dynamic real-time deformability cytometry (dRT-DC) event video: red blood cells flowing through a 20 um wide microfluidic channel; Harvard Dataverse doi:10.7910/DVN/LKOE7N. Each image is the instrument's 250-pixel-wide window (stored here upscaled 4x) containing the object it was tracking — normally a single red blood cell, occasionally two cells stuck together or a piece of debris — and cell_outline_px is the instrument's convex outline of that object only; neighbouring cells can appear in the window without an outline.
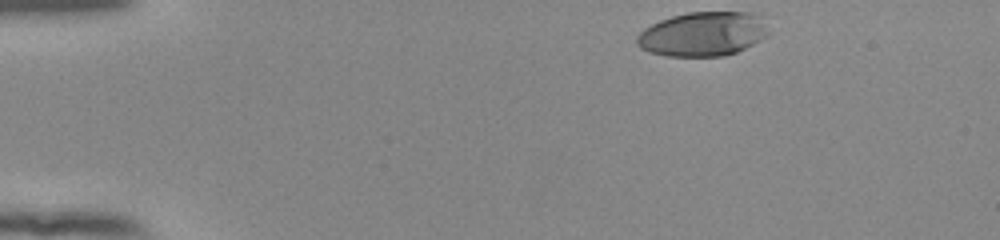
{"species": "human", "species_latin": "Homo sapiens", "temperature_condition": "room temperature", "stored_images_in_passage": 39, "camera_frame_rate_fps": 3000, "um_per_image_px": 0.085, "donor": {"sex": "female"}, "frame": {"image": 1, "passage_image": 1, "time_ms": 0.0, "image_size_px": [1000, 240], "cell_outline_px": [[768, 32], [760, 40], [736, 52], [724, 56], [668, 56], [648, 52], [640, 48], [636, 44], [636, 36], [644, 28], [660, 20], [672, 16], [688, 12], [764, 12]], "centroid_in_image_um": [59.77, 2.87], "position_along_channel_um": 25.2, "area_um2": 34.39}}
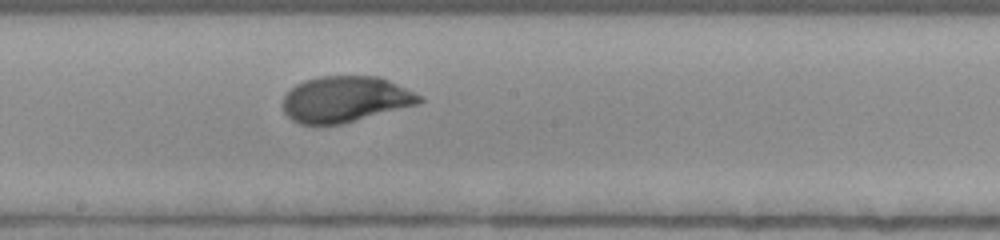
{"frame": {"image": 2, "passage_image": 23, "time_ms": 7.333, "image_size_px": [1000, 240], "cell_outline_px": [[424, 100], [420, 104], [340, 124], [300, 124], [292, 120], [284, 112], [284, 96], [296, 84], [304, 80], [320, 76], [380, 76], [424, 96]], "centroid_in_image_um": [29.39, 8.42], "position_along_channel_um": 218.8, "area_um2": 36.59}}
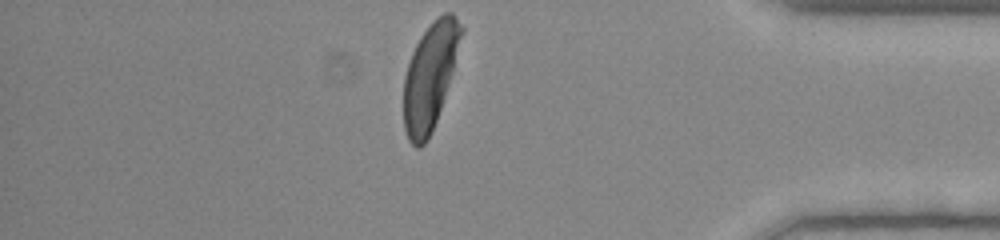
{"frame": {"image": 3, "passage_image": 39, "time_ms": 12.667, "image_size_px": [1000, 240], "cell_outline_px": [[464, 28], [452, 72], [432, 132], [428, 140], [420, 148], [416, 148], [408, 140], [404, 128], [404, 76], [412, 52], [420, 36], [432, 20], [444, 12], [452, 12], [456, 16]], "centroid_in_image_um": [36.54, 6.46], "position_along_channel_um": 398.7, "area_um2": 35.37}, "authors_computed_cell_mechanics": {"area_um2": 36.2984, "velocity_mm_per_s": 3.8888, "shape_relaxation_time_tau1_ms": 2.997, "shape_relaxation_time_tau2_ms": null, "deformation_change_tau1": 0.1691, "deformation_change_tau2": null}}